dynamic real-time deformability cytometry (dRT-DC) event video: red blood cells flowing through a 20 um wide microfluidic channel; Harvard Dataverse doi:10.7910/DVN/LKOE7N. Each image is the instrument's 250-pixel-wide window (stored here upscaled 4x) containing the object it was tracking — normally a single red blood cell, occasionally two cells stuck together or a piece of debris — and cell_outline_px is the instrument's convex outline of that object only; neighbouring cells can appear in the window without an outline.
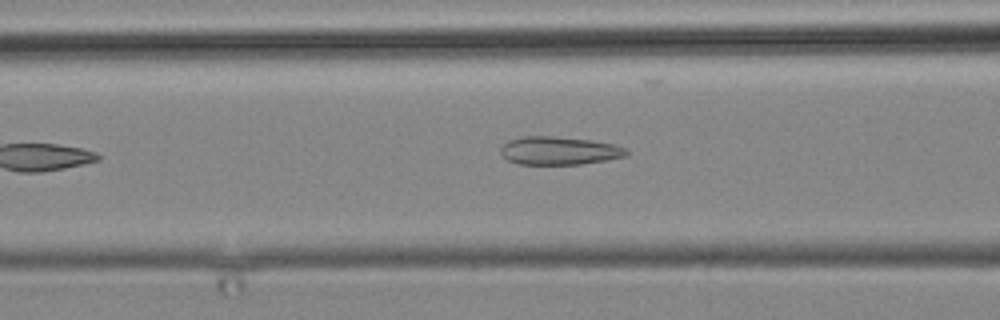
{"species": "common noctule bat (a hibernating species)", "species_latin": "Nyctalus noctula", "temperature_condition": "cold", "stored_images_in_passage": 11, "segment_of_instrument_passage": [2, 2], "camera_frame_rate_fps": 3000, "um_per_image_px": 0.085, "animal": {"sex": "male", "body_mass_g": 19.2, "forearm_length_mm": 51.8}, "frame": {"image": 1, "passage_image": 11, "time_ms": 12.667, "image_size_px": [1000, 320], "cell_outline_px": [[628, 156], [608, 160], [580, 164], [520, 164], [508, 160], [500, 152], [500, 148], [508, 140], [524, 136], [552, 136], [592, 140], [616, 144], [628, 148]], "centroid_in_image_um": [47.58, 12.8], "position_along_channel_um": 119.0, "area_um2": 20.81}}